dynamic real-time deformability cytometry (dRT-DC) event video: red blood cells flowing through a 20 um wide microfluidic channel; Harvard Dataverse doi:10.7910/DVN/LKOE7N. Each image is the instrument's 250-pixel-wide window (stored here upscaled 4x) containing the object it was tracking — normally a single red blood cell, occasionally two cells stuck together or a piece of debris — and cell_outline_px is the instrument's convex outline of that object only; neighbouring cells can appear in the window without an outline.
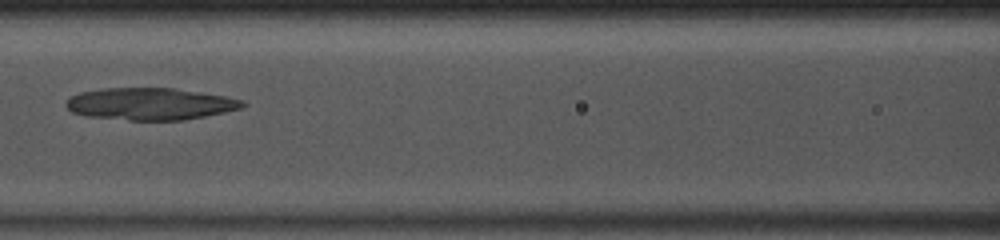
{"species": "common noctule bat (a hibernating species)", "species_latin": "Nyctalus noctula", "temperature_condition": "room temperature", "stored_images_in_passage": 44, "camera_frame_rate_fps": 3000, "um_per_image_px": 0.085, "animal": {"sex": "male", "body_mass_g": 13.0, "forearm_length_mm": 53.1}, "frame": {"image": 1, "passage_image": 18, "time_ms": 5.667, "image_size_px": [1000, 240], "cell_outline_px": [[248, 104], [240, 108], [224, 112], [184, 120], [128, 120], [88, 116], [72, 112], [64, 104], [68, 96], [80, 92], [104, 88], [172, 88], [200, 92], [224, 96], [244, 100]], "centroid_in_image_um": [12.74, 8.83], "position_along_channel_um": 153.9, "area_um2": 32.95}}
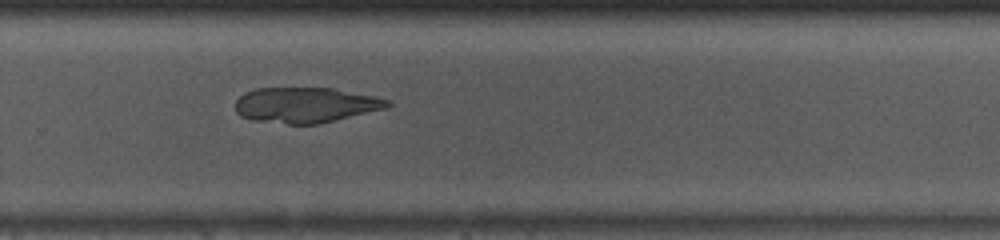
{"frame": {"image": 2, "passage_image": 29, "time_ms": 9.333, "image_size_px": [1000, 240], "cell_outline_px": [[392, 104], [388, 108], [316, 124], [288, 124], [248, 120], [240, 116], [236, 112], [236, 100], [244, 92], [256, 88], [332, 88], [372, 96], [388, 100]], "centroid_in_image_um": [25.92, 8.93], "position_along_channel_um": 303.9, "area_um2": 31.33}}